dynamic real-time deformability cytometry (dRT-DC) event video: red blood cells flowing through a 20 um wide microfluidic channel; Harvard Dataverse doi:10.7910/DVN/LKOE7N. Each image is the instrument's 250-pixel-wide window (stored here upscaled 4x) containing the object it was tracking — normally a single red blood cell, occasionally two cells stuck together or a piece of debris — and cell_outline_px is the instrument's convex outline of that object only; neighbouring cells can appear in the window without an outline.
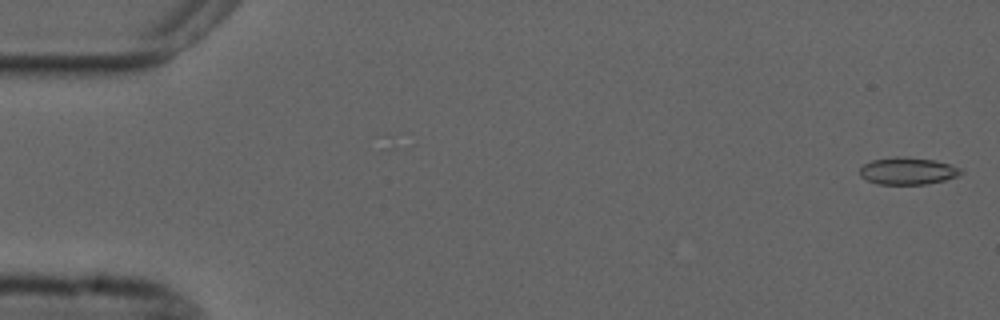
{"species": "common noctule bat (a hibernating species)", "species_latin": "Nyctalus noctula", "temperature_condition": "cold", "stored_images_in_passage": 9, "camera_frame_rate_fps": 3000, "um_per_image_px": 0.085, "animal": {"sex": "male", "forearm_length_mm": 52.5}, "frame": {"image": 1, "passage_image": 2, "time_ms": 0.333, "image_size_px": [1000, 320], "cell_outline_px": [[964, 172], [956, 176], [944, 180], [928, 184], [876, 184], [860, 176], [860, 168], [864, 164], [872, 160], [896, 156], [900, 156], [932, 160], [948, 164], [960, 168]], "centroid_in_image_um": [77.13, 14.53], "position_along_channel_um": 7.9, "area_um2": 15.84}}